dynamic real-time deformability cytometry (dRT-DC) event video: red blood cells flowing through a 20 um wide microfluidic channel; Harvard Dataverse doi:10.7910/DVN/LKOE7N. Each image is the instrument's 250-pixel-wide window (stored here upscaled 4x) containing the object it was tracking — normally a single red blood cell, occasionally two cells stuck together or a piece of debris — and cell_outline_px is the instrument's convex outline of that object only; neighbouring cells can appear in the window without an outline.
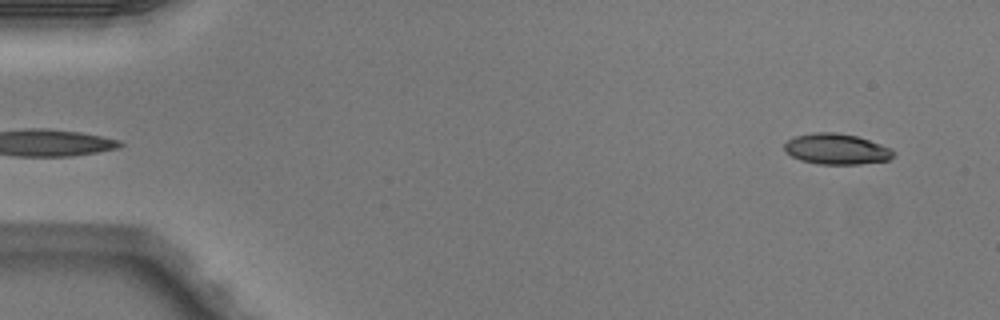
{"species": "Egyptian fruit bat (a non-hibernating species)", "species_latin": "Rousettus aegyptiacus", "temperature_condition": "warm", "stored_images_in_passage": 6, "segment_of_instrument_passage": [2, 2], "camera_frame_rate_fps": 3000, "um_per_image_px": 0.085, "animal": {"sex": "male"}, "frame": {"image": 1, "passage_image": 6, "time_ms": 1.667, "image_size_px": [1000, 320], "cell_outline_px": [[892, 156], [888, 160], [860, 164], [820, 164], [800, 160], [792, 156], [784, 148], [784, 144], [788, 140], [796, 136], [816, 132], [836, 132], [856, 136], [892, 148]], "centroid_in_image_um": [71.09, 12.67], "position_along_channel_um": 13.9, "area_um2": 19.25}}